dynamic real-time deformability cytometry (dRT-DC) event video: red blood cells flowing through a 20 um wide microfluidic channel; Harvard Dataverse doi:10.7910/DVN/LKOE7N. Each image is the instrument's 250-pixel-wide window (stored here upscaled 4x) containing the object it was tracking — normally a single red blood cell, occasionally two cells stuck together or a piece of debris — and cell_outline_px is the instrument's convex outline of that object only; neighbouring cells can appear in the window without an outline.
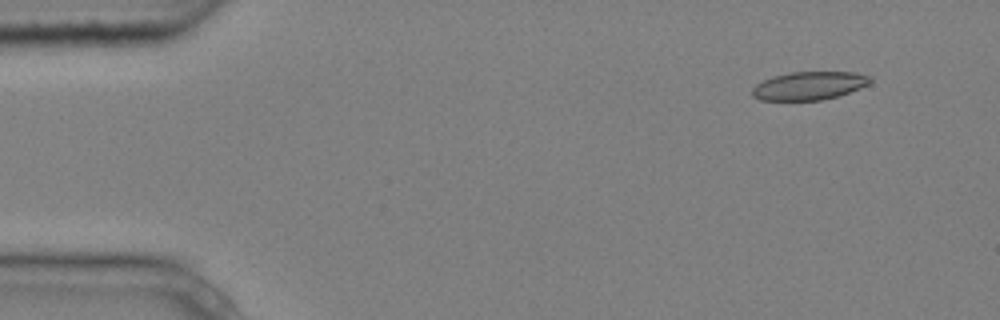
{"species": "common noctule bat (a hibernating species)", "species_latin": "Nyctalus noctula", "temperature_condition": "cold", "stored_images_in_passage": 4, "camera_frame_rate_fps": 3000, "um_per_image_px": 0.085, "animal": {"sex": "male", "body_mass_g": 20.4}, "frame": {"image": 1, "passage_image": 1, "time_ms": 0.0, "image_size_px": [1000, 320], "cell_outline_px": [[872, 80], [868, 84], [860, 88], [836, 96], [820, 100], [760, 100], [752, 96], [752, 88], [756, 84], [764, 80], [776, 76], [792, 72], [856, 72], [872, 76]], "centroid_in_image_um": [68.79, 7.28], "position_along_channel_um": 16.2, "area_um2": 19.25}}
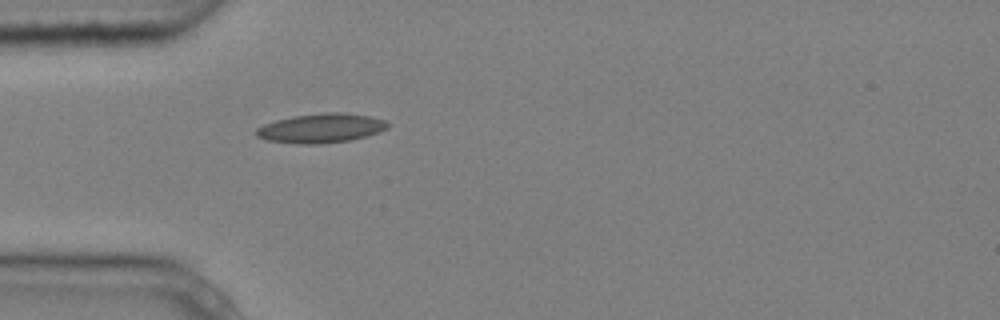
{"frame": {"image": 2, "passage_image": 4, "time_ms": 1.0, "image_size_px": [1000, 320], "cell_outline_px": [[388, 128], [380, 132], [352, 140], [320, 144], [296, 144], [264, 140], [256, 136], [256, 128], [264, 124], [276, 120], [292, 116], [324, 112], [344, 112], [368, 116], [384, 120], [388, 124]], "centroid_in_image_um": [27.26, 10.9], "position_along_channel_um": 57.7, "area_um2": 22.66}}